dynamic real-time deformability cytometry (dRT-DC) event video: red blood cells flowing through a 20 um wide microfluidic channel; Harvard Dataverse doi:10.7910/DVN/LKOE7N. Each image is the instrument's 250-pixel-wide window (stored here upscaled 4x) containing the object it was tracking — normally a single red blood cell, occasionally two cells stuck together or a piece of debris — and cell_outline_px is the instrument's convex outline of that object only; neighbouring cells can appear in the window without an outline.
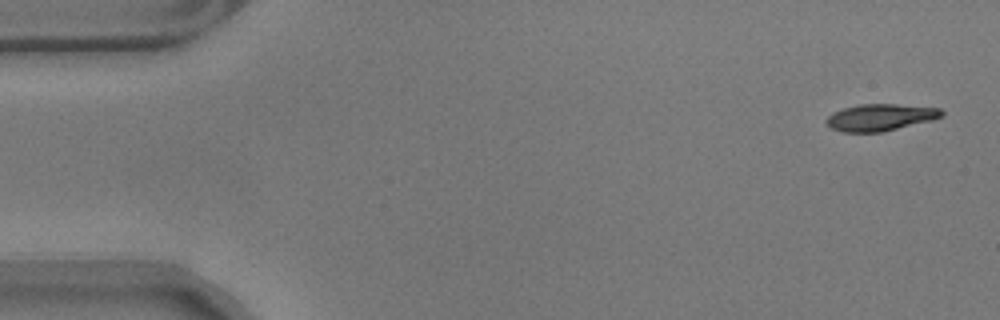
{"species": "common noctule bat (a hibernating species)", "species_latin": "Nyctalus noctula", "temperature_condition": "warm", "stored_images_in_passage": 55, "camera_frame_rate_fps": 3000, "um_per_image_px": 0.085, "animal": {"sex": "male", "body_mass_g": 17.9}, "frame": {"image": 1, "passage_image": 1, "time_ms": 0.0, "image_size_px": [1000, 320], "cell_outline_px": [[944, 116], [932, 120], [884, 132], [844, 132], [832, 128], [824, 120], [832, 112], [844, 108], [860, 104], [896, 104], [940, 108], [944, 112]], "centroid_in_image_um": [74.84, 9.97], "position_along_channel_um": 10.2, "area_um2": 18.09}}
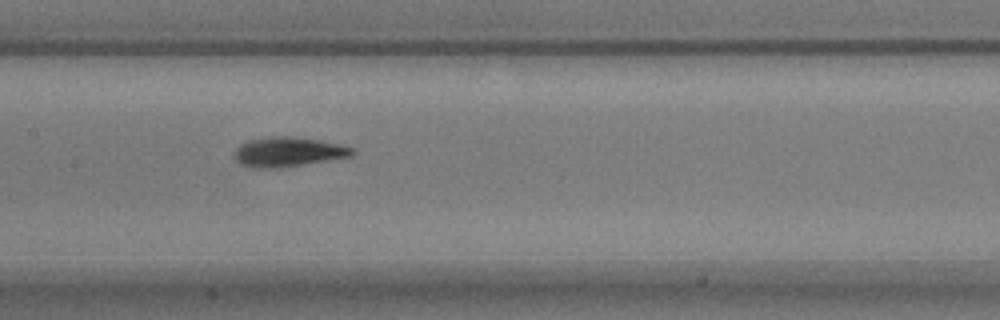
{"frame": {"image": 2, "passage_image": 26, "time_ms": 8.333, "image_size_px": [1000, 320], "cell_outline_px": [[356, 152], [352, 156], [280, 168], [256, 168], [240, 164], [232, 156], [232, 152], [240, 144], [248, 140], [272, 136], [292, 136], [320, 140], [340, 144], [356, 148]], "centroid_in_image_um": [24.48, 12.9], "position_along_channel_um": 182.9, "area_um2": 20.63}}
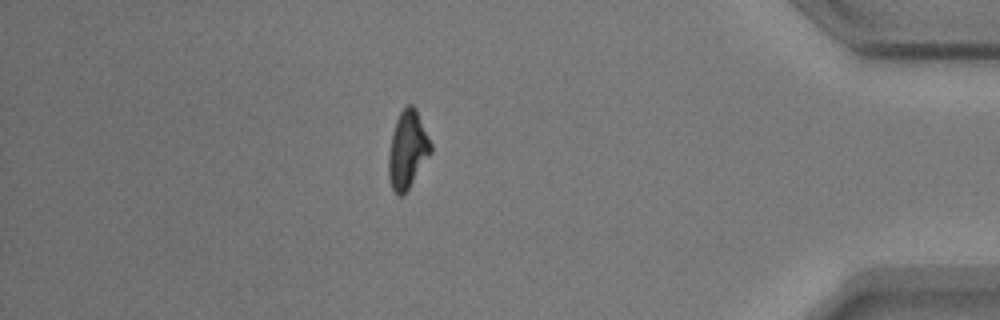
{"frame": {"image": 3, "passage_image": 48, "time_ms": 15.667, "image_size_px": [1000, 320], "cell_outline_px": [[432, 152], [404, 196], [396, 196], [392, 188], [388, 176], [388, 152], [392, 132], [396, 120], [400, 112], [408, 104], [412, 104], [416, 108], [432, 144]], "centroid_in_image_um": [34.63, 12.75], "position_along_channel_um": 400.6, "area_um2": 19.36}, "authors_computed_cell_mechanics": {"area_um2": 19.1896, "velocity_mm_per_s": 3.5367, "shape_relaxation_time_tau1_ms": 3.1024, "shape_relaxation_time_tau2_ms": 5.4753, "deformation_change_tau1": 0.1762, "deformation_change_tau2": 0.1267}}